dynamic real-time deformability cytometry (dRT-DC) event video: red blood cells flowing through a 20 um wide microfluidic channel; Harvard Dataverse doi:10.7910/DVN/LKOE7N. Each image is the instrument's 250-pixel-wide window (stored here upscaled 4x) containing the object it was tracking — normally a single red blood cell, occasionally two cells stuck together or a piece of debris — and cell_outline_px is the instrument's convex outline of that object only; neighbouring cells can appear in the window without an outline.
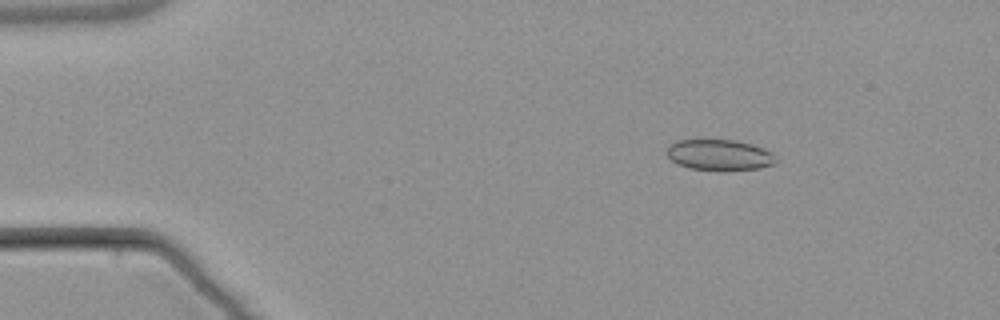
{"species": "common noctule bat (a hibernating species)", "species_latin": "Nyctalus noctula", "temperature_condition": "warm", "stored_images_in_passage": 3, "camera_frame_rate_fps": 3000, "um_per_image_px": 0.085, "animal": {"sex": "male", "body_mass_g": 21.5, "forearm_length_mm": 52.0}, "frame": {"image": 1, "passage_image": 1, "time_ms": 0.0, "image_size_px": [1000, 320], "cell_outline_px": [[776, 164], [760, 168], [724, 172], [688, 168], [676, 164], [668, 156], [668, 144], [676, 140], [736, 140], [752, 144], [764, 148], [772, 152], [776, 156]], "centroid_in_image_um": [61.18, 13.19], "position_along_channel_um": 23.8, "area_um2": 20.17}}
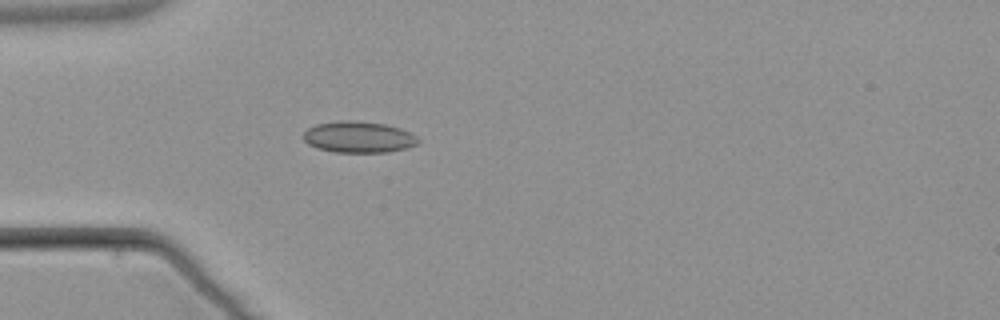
{"frame": {"image": 2, "passage_image": 3, "time_ms": 2.667, "image_size_px": [1000, 320], "cell_outline_px": [[420, 140], [416, 144], [404, 148], [388, 152], [336, 152], [316, 148], [308, 144], [300, 136], [308, 128], [316, 124], [344, 120], [348, 120], [384, 124], [400, 128], [416, 136]], "centroid_in_image_um": [30.43, 11.65], "position_along_channel_um": 54.6, "area_um2": 20.81}}